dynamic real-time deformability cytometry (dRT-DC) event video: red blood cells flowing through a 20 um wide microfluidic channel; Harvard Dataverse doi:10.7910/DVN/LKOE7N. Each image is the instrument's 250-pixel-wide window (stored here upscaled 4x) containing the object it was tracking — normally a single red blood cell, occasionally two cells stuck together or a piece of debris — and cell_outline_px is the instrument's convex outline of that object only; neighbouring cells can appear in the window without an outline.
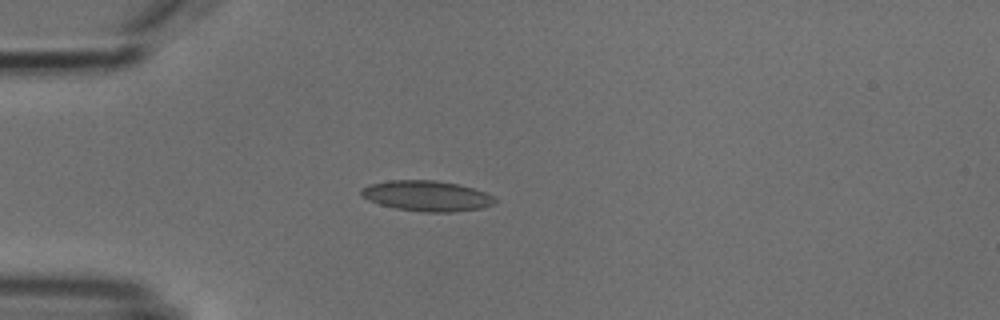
{"species": "common noctule bat (a hibernating species)", "species_latin": "Nyctalus noctula", "temperature_condition": "cold", "stored_images_in_passage": 2, "camera_frame_rate_fps": 3000, "um_per_image_px": 0.085, "animal": {"sex": "male", "body_mass_g": 18.8}, "frame": {"image": 1, "passage_image": 1, "time_ms": 0.0, "image_size_px": [1000, 320], "cell_outline_px": [[496, 204], [484, 208], [452, 212], [424, 212], [396, 208], [380, 204], [368, 200], [360, 192], [360, 188], [368, 184], [392, 180], [436, 180], [456, 184], [472, 188], [484, 192], [492, 196], [496, 200]], "centroid_in_image_um": [36.28, 16.65], "position_along_channel_um": 48.7, "area_um2": 23.7}}